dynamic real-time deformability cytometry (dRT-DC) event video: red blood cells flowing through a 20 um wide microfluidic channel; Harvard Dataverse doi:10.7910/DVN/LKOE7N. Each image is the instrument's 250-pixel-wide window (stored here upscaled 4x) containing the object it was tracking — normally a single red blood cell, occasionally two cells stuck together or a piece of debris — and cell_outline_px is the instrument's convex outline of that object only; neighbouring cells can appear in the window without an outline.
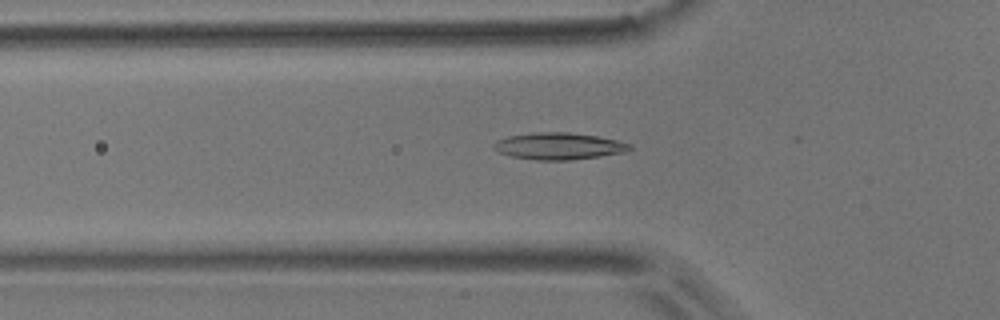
{"species": "common noctule bat (a hibernating species)", "species_latin": "Nyctalus noctula", "temperature_condition": "room temperature", "stored_images_in_passage": 54, "camera_frame_rate_fps": 3000, "um_per_image_px": 0.085, "animal": {"sex": "male", "body_mass_g": 17.9}, "frame": {"image": 1, "passage_image": 18, "time_ms": 5.667, "image_size_px": [1000, 320], "cell_outline_px": [[632, 148], [628, 152], [572, 160], [536, 160], [512, 156], [500, 152], [492, 148], [492, 144], [496, 140], [508, 136], [536, 132], [568, 132], [596, 136], [616, 140], [632, 144]], "centroid_in_image_um": [47.51, 12.42], "position_along_channel_um": 78.3, "area_um2": 21.33}}
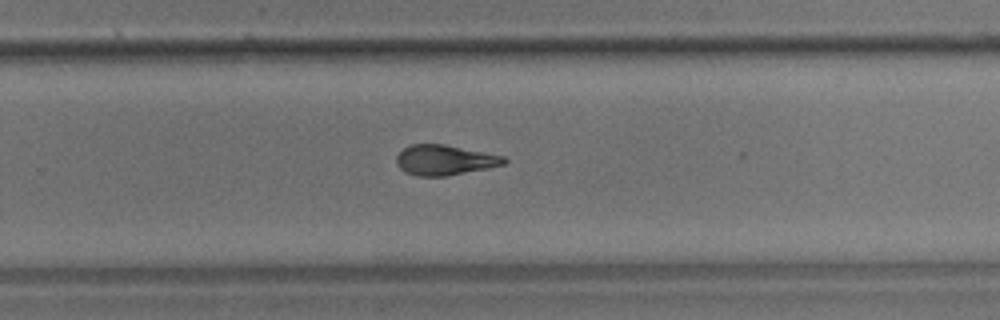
{"frame": {"image": 2, "passage_image": 35, "time_ms": 11.333, "image_size_px": [1000, 320], "cell_outline_px": [[508, 160], [504, 164], [488, 168], [448, 176], [416, 176], [404, 172], [396, 164], [396, 156], [404, 148], [412, 144], [444, 144], [504, 156]], "centroid_in_image_um": [37.78, 13.61], "position_along_channel_um": 292.0, "area_um2": 18.96}}
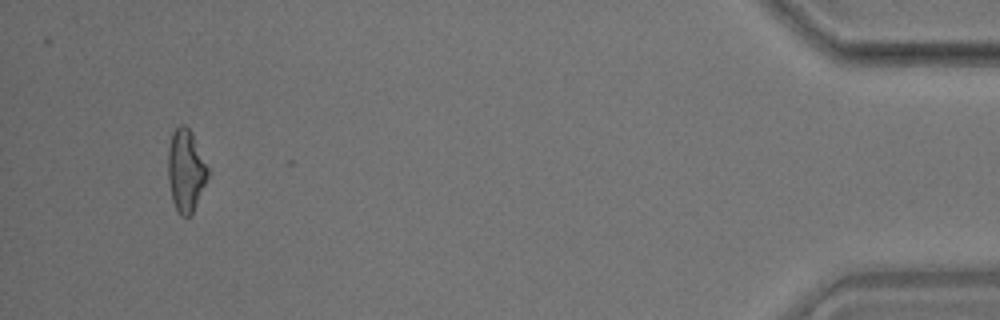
{"frame": {"image": 3, "passage_image": 51, "time_ms": 16.667, "image_size_px": [1000, 320], "cell_outline_px": [[208, 176], [196, 204], [192, 212], [188, 216], [180, 216], [172, 200], [168, 180], [168, 148], [172, 132], [180, 124], [184, 124], [192, 132], [208, 168]], "centroid_in_image_um": [15.77, 14.47], "position_along_channel_um": 419.4, "area_um2": 18.9}}